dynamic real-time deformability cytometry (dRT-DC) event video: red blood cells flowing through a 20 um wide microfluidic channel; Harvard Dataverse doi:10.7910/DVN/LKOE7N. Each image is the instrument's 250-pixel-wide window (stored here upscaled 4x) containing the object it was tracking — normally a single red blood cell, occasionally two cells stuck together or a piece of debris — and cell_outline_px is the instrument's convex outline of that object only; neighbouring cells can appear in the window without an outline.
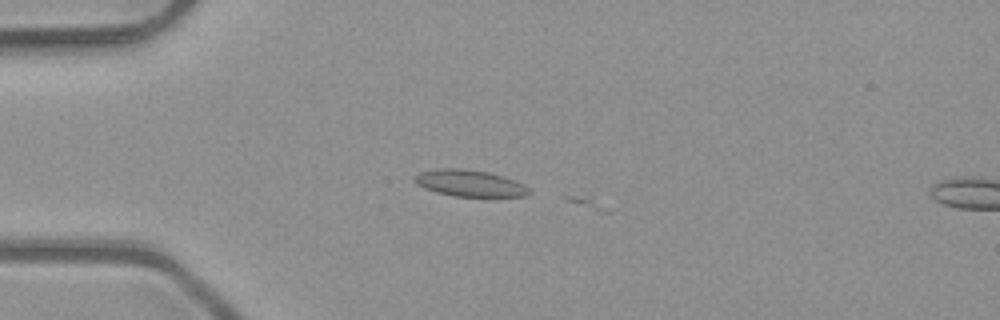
{"species": "common noctule bat (a hibernating species)", "species_latin": "Nyctalus noctula", "temperature_condition": "room temperature", "stored_images_in_passage": 4, "camera_frame_rate_fps": 3000, "um_per_image_px": 0.085, "animal": {"sex": "male", "body_mass_g": 23.1, "forearm_length_mm": 52.7}, "frame": {"image": 1, "passage_image": 3, "time_ms": 0.667, "image_size_px": [1000, 320], "cell_outline_px": [[532, 192], [528, 196], [488, 200], [452, 196], [436, 192], [424, 188], [416, 184], [412, 180], [412, 176], [420, 172], [440, 168], [456, 168], [488, 172], [524, 184]], "centroid_in_image_um": [39.97, 15.65], "position_along_channel_um": 45.0, "area_um2": 18.73}}